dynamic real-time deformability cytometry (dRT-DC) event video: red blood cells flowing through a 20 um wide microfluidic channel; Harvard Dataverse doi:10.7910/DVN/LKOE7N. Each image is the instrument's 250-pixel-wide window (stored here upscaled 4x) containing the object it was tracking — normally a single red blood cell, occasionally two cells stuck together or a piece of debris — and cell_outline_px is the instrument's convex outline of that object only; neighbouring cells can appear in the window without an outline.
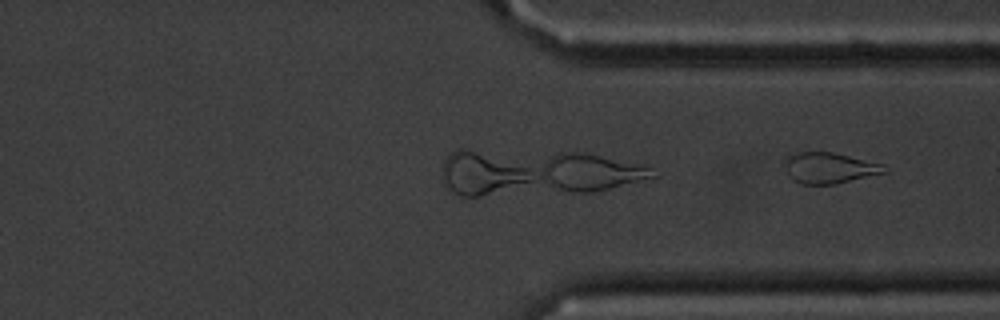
{"species": "common noctule bat (a hibernating species)", "species_latin": "Nyctalus noctula", "temperature_condition": "cold", "stored_images_in_passage": 36, "camera_frame_rate_fps": 3000, "um_per_image_px": 0.085, "animal": {"sex": "male", "body_mass_g": 20.1, "forearm_length_mm": 53.5}, "frame": {"image": 1, "passage_image": 36, "time_ms": 11.667, "image_size_px": [1000, 320], "cell_outline_px": [[888, 172], [836, 184], [800, 184], [792, 180], [784, 172], [784, 156], [788, 152], [832, 152], [884, 164]], "centroid_in_image_um": [70.41, 14.27], "position_along_channel_um": 341.0, "area_um2": 18.44}}